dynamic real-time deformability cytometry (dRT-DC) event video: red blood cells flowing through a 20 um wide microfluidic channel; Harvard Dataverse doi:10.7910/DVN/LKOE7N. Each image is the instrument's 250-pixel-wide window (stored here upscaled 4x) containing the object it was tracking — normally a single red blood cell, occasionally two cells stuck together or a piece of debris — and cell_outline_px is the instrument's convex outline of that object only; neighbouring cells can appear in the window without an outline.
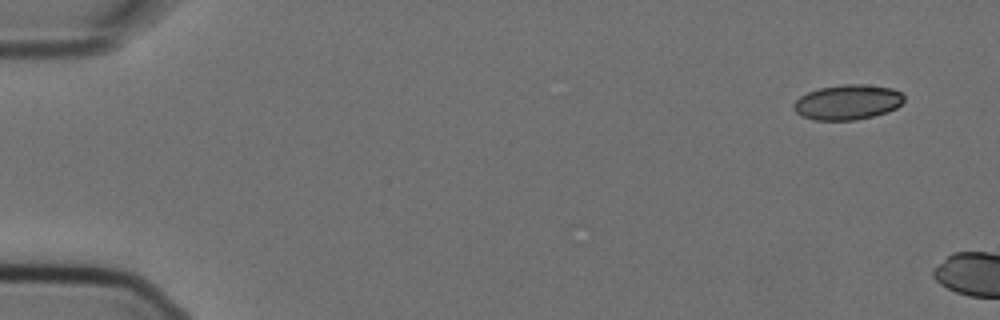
{"species": "Egyptian fruit bat (a non-hibernating species)", "species_latin": "Rousettus aegyptiacus", "temperature_condition": "cold", "stored_images_in_passage": 2, "camera_frame_rate_fps": 3000, "um_per_image_px": 0.085, "animal": {"sex": "female"}, "frame": {"image": 1, "passage_image": 1, "time_ms": 0.0, "image_size_px": [1000, 320], "cell_outline_px": [[904, 100], [896, 108], [888, 112], [856, 120], [812, 120], [800, 116], [792, 108], [792, 104], [800, 96], [808, 92], [820, 88], [844, 84], [860, 84], [892, 88], [900, 92], [904, 96]], "centroid_in_image_um": [72.01, 8.7], "position_along_channel_um": 13.0, "area_um2": 22.6}}